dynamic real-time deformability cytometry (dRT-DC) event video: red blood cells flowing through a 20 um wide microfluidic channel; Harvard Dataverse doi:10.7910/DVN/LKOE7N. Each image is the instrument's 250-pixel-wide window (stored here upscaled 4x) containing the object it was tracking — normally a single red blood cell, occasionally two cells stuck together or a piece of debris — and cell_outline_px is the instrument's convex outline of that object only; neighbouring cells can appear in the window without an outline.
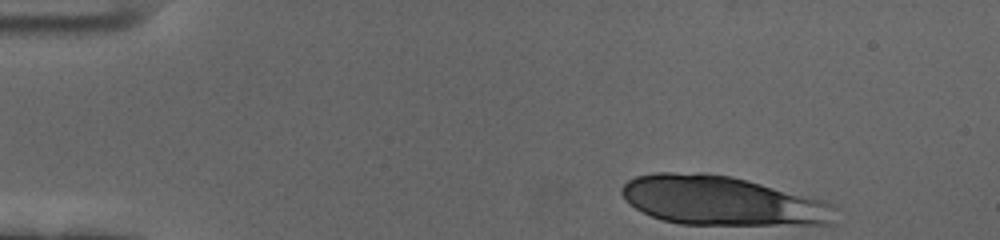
{"species": "human", "species_latin": "Homo sapiens", "temperature_condition": "cold", "stored_images_in_passage": 15, "camera_frame_rate_fps": 3000, "um_per_image_px": 0.085, "donor": {"sex": "female"}, "frame": {"image": 1, "passage_image": 1, "time_ms": 0.0, "image_size_px": [1000, 240], "cell_outline_px": [[828, 224], [680, 224], [664, 220], [652, 216], [636, 208], [620, 192], [620, 188], [628, 180], [636, 176], [656, 172], [704, 172], [732, 176], [820, 200], [828, 204]], "centroid_in_image_um": [61.17, 17.03], "position_along_channel_um": 23.8, "area_um2": 59.59}}